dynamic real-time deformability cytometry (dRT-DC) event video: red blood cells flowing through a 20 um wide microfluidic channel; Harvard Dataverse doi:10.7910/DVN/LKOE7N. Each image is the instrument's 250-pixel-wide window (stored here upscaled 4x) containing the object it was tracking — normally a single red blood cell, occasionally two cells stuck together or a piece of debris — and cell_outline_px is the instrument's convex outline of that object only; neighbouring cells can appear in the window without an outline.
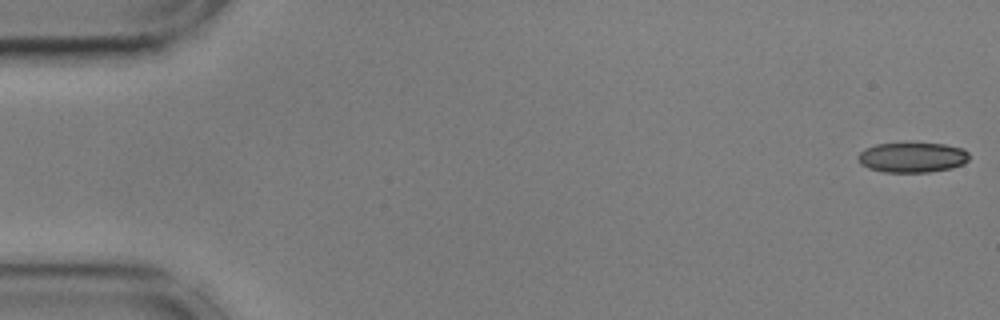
{"species": "common noctule bat (a hibernating species)", "species_latin": "Nyctalus noctula", "temperature_condition": "cold", "stored_images_in_passage": 55, "camera_frame_rate_fps": 3000, "um_per_image_px": 0.085, "animal": {"sex": "male", "body_mass_g": 17.9, "forearm_length_mm": 54.2}, "frame": {"image": 1, "passage_image": 1, "time_ms": 0.0, "image_size_px": [1000, 320], "cell_outline_px": [[968, 160], [964, 164], [952, 168], [928, 172], [884, 172], [868, 168], [860, 164], [856, 156], [864, 148], [876, 144], [944, 144], [964, 148], [968, 152]], "centroid_in_image_um": [77.53, 13.39], "position_along_channel_um": 7.5, "area_um2": 19.48}}
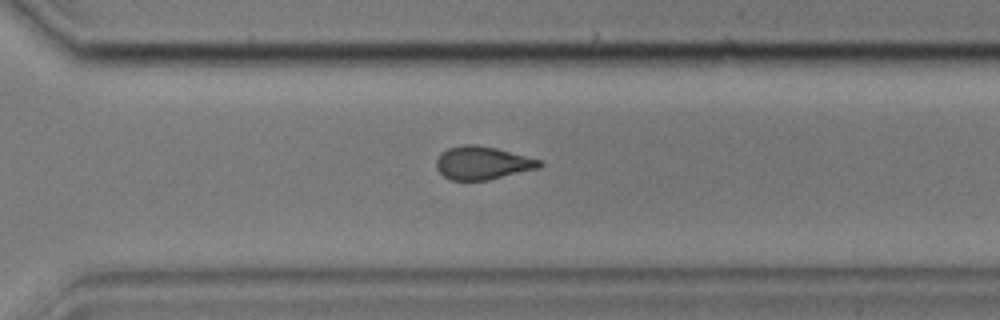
{"frame": {"image": 2, "passage_image": 39, "time_ms": 12.667, "image_size_px": [1000, 320], "cell_outline_px": [[544, 164], [540, 168], [488, 180], [452, 180], [444, 176], [436, 168], [436, 160], [440, 152], [448, 148], [464, 144], [476, 144], [496, 148], [540, 160]], "centroid_in_image_um": [41.0, 13.85], "position_along_channel_um": 329.6, "area_um2": 19.94}}
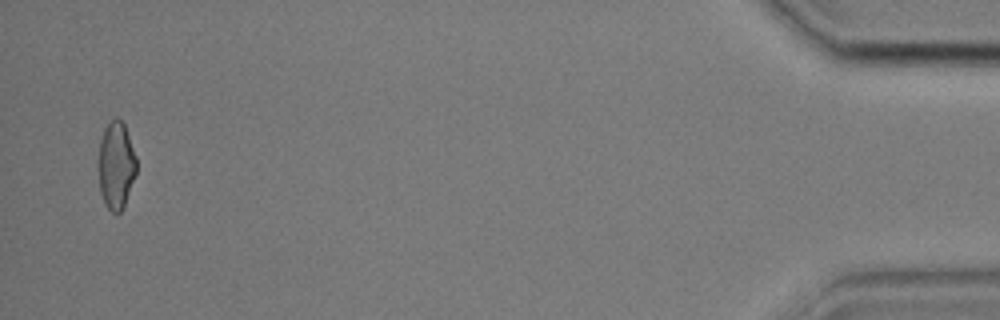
{"frame": {"image": 3, "passage_image": 54, "time_ms": 17.667, "image_size_px": [1000, 320], "cell_outline_px": [[136, 172], [124, 204], [120, 212], [116, 216], [108, 208], [100, 192], [100, 140], [104, 128], [116, 116], [124, 124], [136, 156]], "centroid_in_image_um": [9.88, 14.04], "position_along_channel_um": 425.3, "area_um2": 18.79}, "authors_computed_cell_mechanics": {"area_um2": 20.519, "velocity_mm_per_s": 3.6007, "shape_relaxation_time_tau1_ms": 5.8988, "shape_relaxation_time_tau2_ms": 2.4545, "deformation_change_tau1": 0.1315, "deformation_change_tau2": 0.0859}}